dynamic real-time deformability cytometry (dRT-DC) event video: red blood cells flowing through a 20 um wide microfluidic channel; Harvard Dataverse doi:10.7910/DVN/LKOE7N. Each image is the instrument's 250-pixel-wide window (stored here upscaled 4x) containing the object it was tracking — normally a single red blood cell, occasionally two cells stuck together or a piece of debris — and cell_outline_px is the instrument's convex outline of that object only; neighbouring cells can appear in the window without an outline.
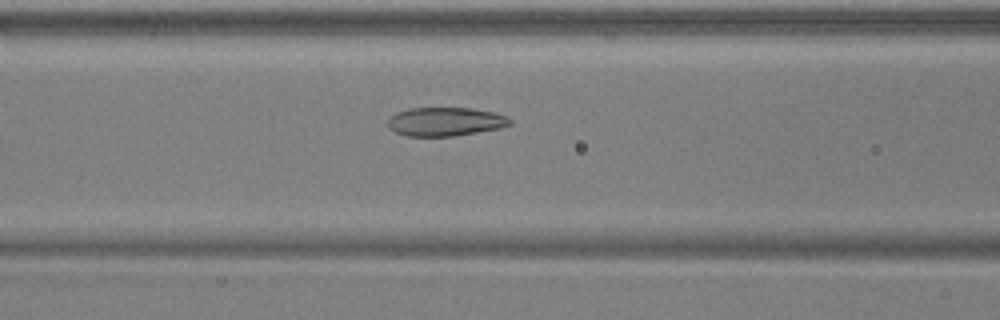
{"species": "common noctule bat (a hibernating species)", "species_latin": "Nyctalus noctula", "temperature_condition": "warm", "stored_images_in_passage": 55, "camera_frame_rate_fps": 3000, "um_per_image_px": 0.085, "animal": {"sex": "male", "body_mass_g": 17.9, "forearm_length_mm": 54.2}, "frame": {"image": 1, "passage_image": 23, "time_ms": 7.333, "image_size_px": [1000, 320], "cell_outline_px": [[512, 124], [500, 128], [452, 136], [408, 136], [396, 132], [388, 128], [388, 116], [396, 112], [408, 108], [472, 108], [492, 112], [508, 116], [512, 120]], "centroid_in_image_um": [37.83, 10.33], "position_along_channel_um": 128.8, "area_um2": 20.52}}
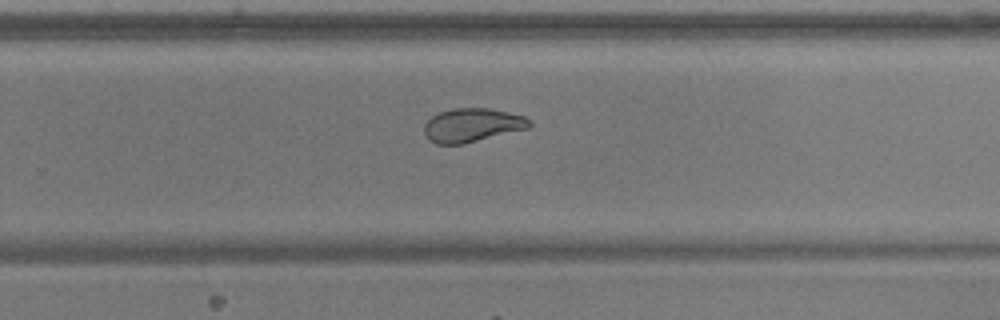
{"frame": {"image": 2, "passage_image": 36, "time_ms": 11.667, "image_size_px": [1000, 320], "cell_outline_px": [[532, 124], [528, 128], [464, 144], [436, 144], [428, 140], [424, 132], [424, 124], [432, 116], [440, 112], [456, 108], [488, 108], [508, 112], [524, 116], [532, 120]], "centroid_in_image_um": [40.13, 10.64], "position_along_channel_um": 289.7, "area_um2": 20.69}}
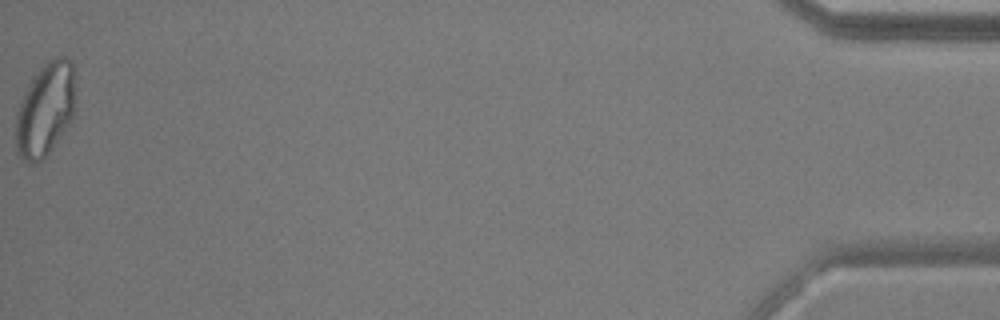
{"frame": {"image": 3, "passage_image": 55, "time_ms": 18.0, "image_size_px": [1000, 320], "cell_outline_px": [[76, 108], [68, 124], [44, 160], [36, 164], [32, 164], [24, 160], [16, 152], [16, 112], [20, 100], [32, 76], [52, 56], [64, 56], [72, 64]], "centroid_in_image_um": [3.83, 9.31], "position_along_channel_um": 431.4, "area_um2": 32.77}, "authors_computed_cell_mechanics": {"area_um2": 23.8714, "velocity_mm_per_s": 3.7193, "shape_relaxation_time_tau1_ms": null, "shape_relaxation_time_tau2_ms": 1.5548, "deformation_change_tau1": null, "deformation_change_tau2": 0.0717}}